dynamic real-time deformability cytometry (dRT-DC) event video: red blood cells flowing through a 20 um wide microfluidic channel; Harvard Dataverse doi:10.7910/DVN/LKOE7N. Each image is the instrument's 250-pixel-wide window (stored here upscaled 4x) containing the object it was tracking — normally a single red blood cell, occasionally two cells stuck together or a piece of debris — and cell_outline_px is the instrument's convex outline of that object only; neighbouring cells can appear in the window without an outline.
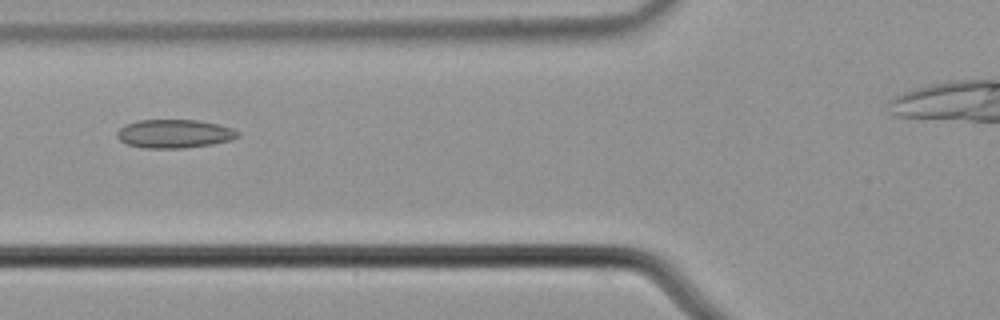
{"species": "common noctule bat (a hibernating species)", "species_latin": "Nyctalus noctula", "temperature_condition": "cold", "stored_images_in_passage": 8, "camera_frame_rate_fps": 3000, "um_per_image_px": 0.085, "animal": {"sex": "male", "body_mass_g": 21.5, "forearm_length_mm": 52.0}, "frame": {"image": 1, "passage_image": 6, "time_ms": 1.667, "image_size_px": [1000, 320], "cell_outline_px": [[240, 136], [232, 140], [212, 144], [184, 148], [144, 148], [128, 144], [120, 140], [116, 136], [116, 132], [124, 124], [136, 120], [196, 120], [220, 124], [232, 128], [240, 132]], "centroid_in_image_um": [14.83, 11.36], "position_along_channel_um": 111.0, "area_um2": 20.29}}
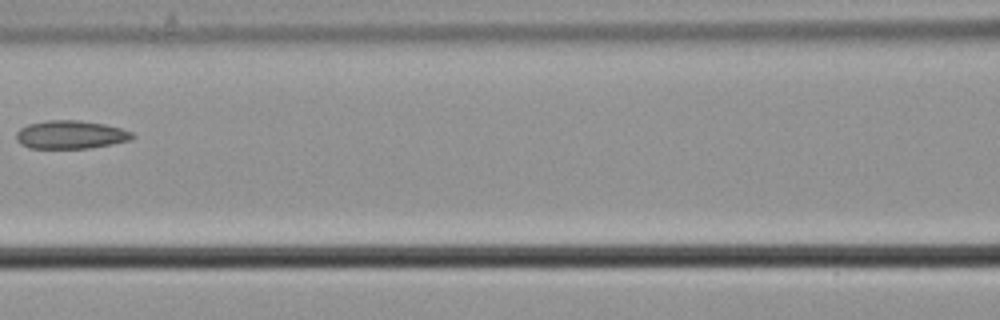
{"frame": {"image": 2, "passage_image": 7, "time_ms": 2.0, "image_size_px": [1000, 320], "cell_outline_px": [[136, 136], [132, 140], [112, 144], [88, 148], [28, 148], [20, 144], [16, 140], [16, 132], [20, 128], [28, 124], [44, 120], [80, 120], [104, 124], [120, 128], [132, 132]], "centroid_in_image_um": [5.99, 11.44], "position_along_channel_um": 160.6, "area_um2": 19.31}}